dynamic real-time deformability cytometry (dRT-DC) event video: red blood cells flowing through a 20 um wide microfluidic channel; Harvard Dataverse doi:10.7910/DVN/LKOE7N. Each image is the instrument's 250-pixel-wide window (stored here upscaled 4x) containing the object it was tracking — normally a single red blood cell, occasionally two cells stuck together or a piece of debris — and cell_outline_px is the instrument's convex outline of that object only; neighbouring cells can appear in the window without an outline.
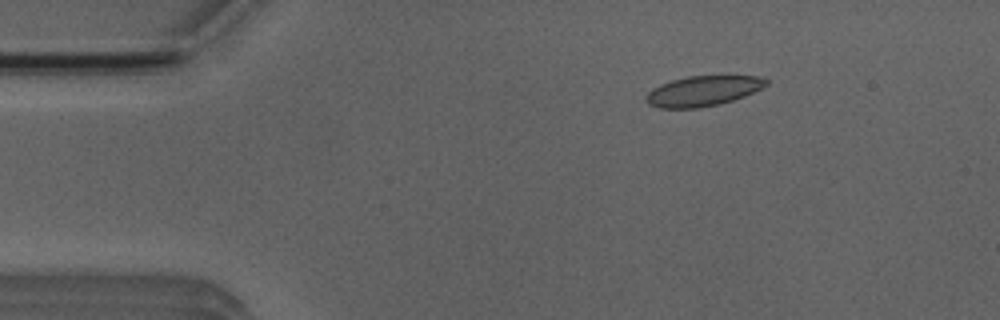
{"species": "Egyptian fruit bat (a non-hibernating species)", "species_latin": "Rousettus aegyptiacus", "temperature_condition": "room temperature", "stored_images_in_passage": 5, "camera_frame_rate_fps": 3000, "um_per_image_px": 0.085, "animal": {"sex": "male"}, "frame": {"image": 1, "passage_image": 3, "time_ms": 2.333, "image_size_px": [1000, 320], "cell_outline_px": [[768, 84], [744, 96], [720, 104], [700, 108], [660, 108], [648, 104], [644, 100], [644, 96], [652, 88], [660, 84], [672, 80], [688, 76], [760, 76], [768, 80]], "centroid_in_image_um": [59.7, 7.74], "position_along_channel_um": 25.3, "area_um2": 21.15}}